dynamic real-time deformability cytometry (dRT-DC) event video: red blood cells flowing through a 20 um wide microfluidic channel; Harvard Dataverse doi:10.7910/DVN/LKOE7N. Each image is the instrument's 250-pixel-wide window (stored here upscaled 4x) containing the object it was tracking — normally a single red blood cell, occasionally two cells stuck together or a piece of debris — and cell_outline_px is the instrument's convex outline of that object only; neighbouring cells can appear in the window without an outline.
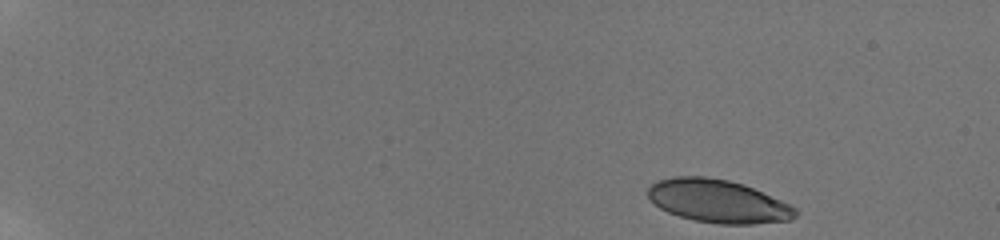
{"species": "human", "species_latin": "Homo sapiens", "temperature_condition": "room temperature", "stored_images_in_passage": 53, "camera_frame_rate_fps": 3000, "um_per_image_px": 0.085, "donor": {"sex": "male"}, "frame": {"image": 1, "passage_image": 1, "time_ms": 0.0, "image_size_px": [1000, 240], "cell_outline_px": [[796, 216], [792, 220], [752, 224], [716, 224], [696, 220], [680, 216], [668, 212], [660, 208], [648, 200], [648, 188], [656, 180], [672, 176], [704, 176], [728, 180], [744, 184], [780, 200], [796, 208]], "centroid_in_image_um": [60.99, 17.09], "position_along_channel_um": 24.0, "area_um2": 37.05}}
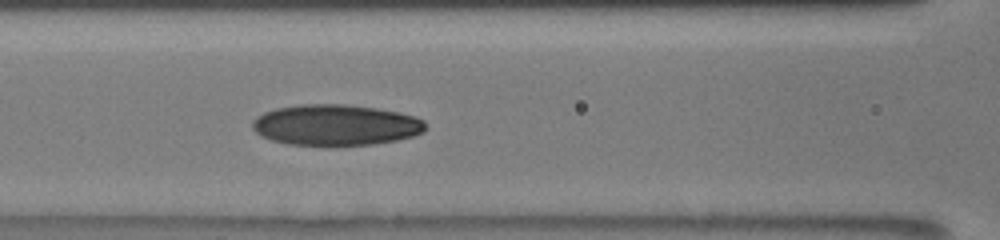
{"frame": {"image": 2, "passage_image": 31, "time_ms": 7.0, "image_size_px": [1000, 240], "cell_outline_px": [[428, 128], [424, 132], [412, 136], [396, 140], [372, 144], [288, 144], [272, 140], [260, 136], [252, 128], [252, 120], [256, 116], [264, 112], [276, 108], [300, 104], [344, 104], [376, 108], [400, 112], [416, 116], [424, 120]], "centroid_in_image_um": [28.55, 10.6], "position_along_channel_um": 138.1, "area_um2": 41.21}}
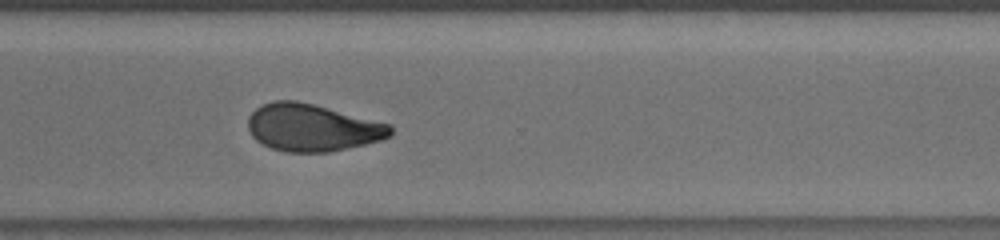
{"frame": {"image": 3, "passage_image": 43, "time_ms": 12.333, "image_size_px": [1000, 240], "cell_outline_px": [[392, 136], [380, 140], [364, 144], [328, 152], [284, 152], [272, 148], [256, 140], [252, 136], [248, 128], [248, 116], [256, 108], [272, 100], [296, 100], [392, 124]], "centroid_in_image_um": [26.54, 10.84], "position_along_channel_um": 344.1, "area_um2": 39.13}, "authors_computed_cell_mechanics": {"area_um2": 38.8416, "velocity_mm_per_s": 3.8729, "shape_relaxation_time_tau1_ms": 9.0457, "shape_relaxation_time_tau2_ms": 2.5372, "deformation_change_tau1": 0.2179, "deformation_change_tau2": 0.0824}}